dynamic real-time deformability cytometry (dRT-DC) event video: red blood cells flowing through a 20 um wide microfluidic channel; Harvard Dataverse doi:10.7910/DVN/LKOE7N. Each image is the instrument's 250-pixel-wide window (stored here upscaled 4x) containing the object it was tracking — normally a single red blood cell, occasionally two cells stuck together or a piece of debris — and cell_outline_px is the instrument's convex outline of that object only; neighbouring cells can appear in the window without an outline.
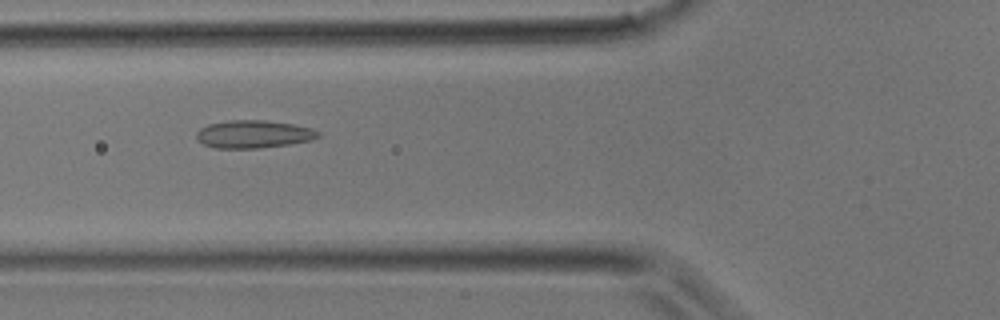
{"species": "common noctule bat (a hibernating species)", "species_latin": "Nyctalus noctula", "temperature_condition": "room temperature", "stored_images_in_passage": 29, "camera_frame_rate_fps": 3000, "um_per_image_px": 0.085, "animal": {"sex": "male", "body_mass_g": 17.9}, "frame": {"image": 1, "passage_image": 6, "time_ms": 1.667, "image_size_px": [1000, 320], "cell_outline_px": [[320, 136], [312, 140], [288, 144], [260, 148], [216, 148], [204, 144], [196, 140], [196, 132], [200, 128], [208, 124], [228, 120], [264, 120], [292, 124], [312, 128], [320, 132]], "centroid_in_image_um": [21.53, 11.4], "position_along_channel_um": 104.3, "area_um2": 19.77}}
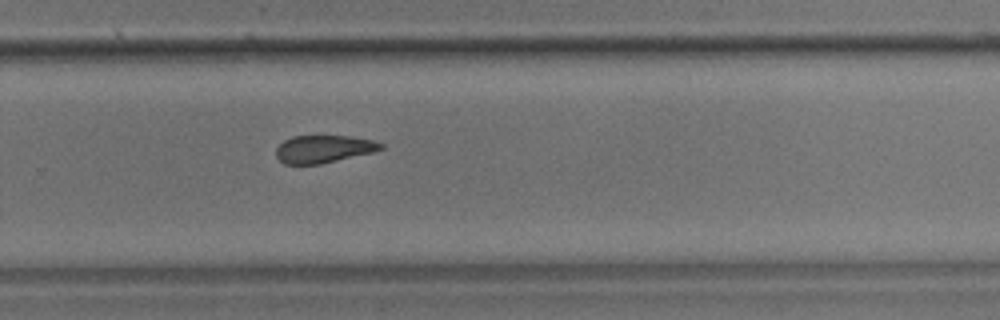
{"frame": {"image": 2, "passage_image": 17, "time_ms": 5.333, "image_size_px": [1000, 320], "cell_outline_px": [[384, 148], [372, 152], [320, 164], [284, 164], [276, 156], [276, 148], [284, 140], [292, 136], [352, 136], [372, 140], [384, 144]], "centroid_in_image_um": [27.5, 12.66], "position_along_channel_um": 302.3, "area_um2": 16.76}}
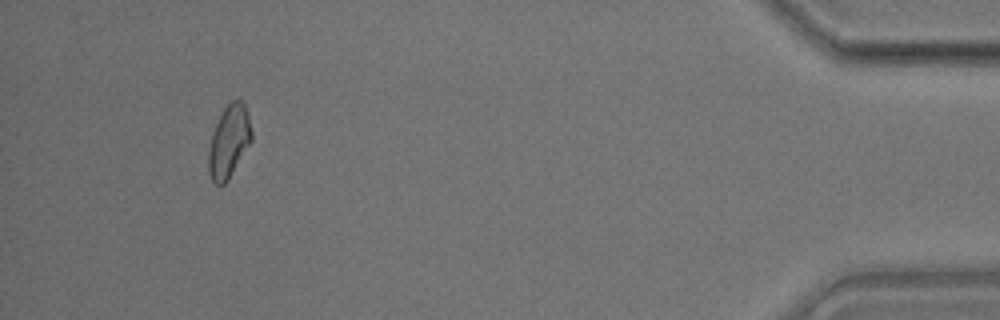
{"frame": {"image": 3, "passage_image": 27, "time_ms": 8.667, "image_size_px": [1000, 320], "cell_outline_px": [[252, 140], [228, 180], [224, 184], [216, 184], [212, 180], [208, 172], [208, 152], [212, 132], [224, 108], [232, 100], [244, 100], [252, 132]], "centroid_in_image_um": [19.46, 12.02], "position_along_channel_um": 415.7, "area_um2": 18.09}}